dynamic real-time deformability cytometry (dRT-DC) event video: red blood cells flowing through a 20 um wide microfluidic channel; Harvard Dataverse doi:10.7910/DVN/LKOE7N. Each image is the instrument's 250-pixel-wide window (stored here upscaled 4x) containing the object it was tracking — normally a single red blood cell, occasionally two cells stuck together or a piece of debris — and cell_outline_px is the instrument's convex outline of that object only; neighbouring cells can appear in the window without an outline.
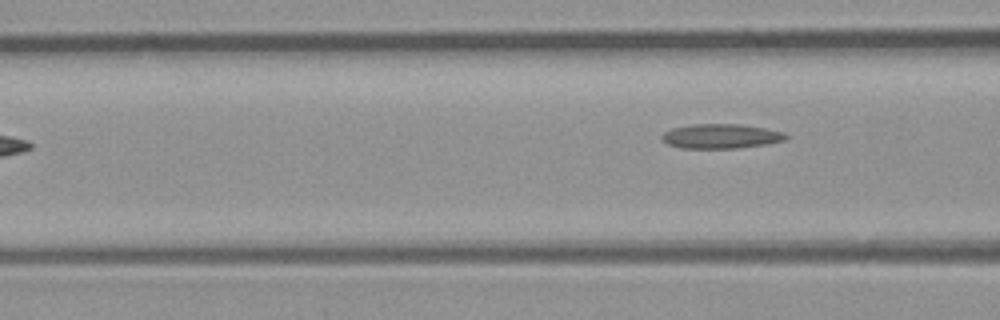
{"species": "common noctule bat (a hibernating species)", "species_latin": "Nyctalus noctula", "temperature_condition": "room temperature", "stored_images_in_passage": 8, "segment_of_instrument_passage": [2, 2], "camera_frame_rate_fps": 3000, "um_per_image_px": 0.085, "animal": {"sex": "male", "body_mass_g": 23.1, "forearm_length_mm": 52.7}, "frame": {"image": 1, "passage_image": 8, "time_ms": 9.0, "image_size_px": [1000, 320], "cell_outline_px": [[788, 136], [784, 140], [768, 144], [740, 148], [684, 148], [668, 144], [660, 136], [664, 132], [672, 128], [692, 124], [740, 124], [764, 128], [784, 132]], "centroid_in_image_um": [61.29, 11.57], "position_along_channel_um": 105.3, "area_um2": 17.69}}